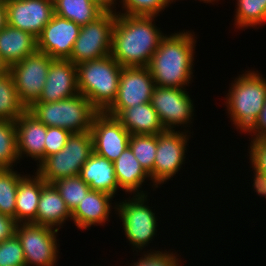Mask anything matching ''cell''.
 I'll return each mask as SVG.
<instances>
[{
	"label": "cell",
	"instance_id": "cell-1",
	"mask_svg": "<svg viewBox=\"0 0 266 266\" xmlns=\"http://www.w3.org/2000/svg\"><path fill=\"white\" fill-rule=\"evenodd\" d=\"M157 19L160 18L116 13L110 55L122 67H148L161 40L167 35V31L156 23Z\"/></svg>",
	"mask_w": 266,
	"mask_h": 266
},
{
	"label": "cell",
	"instance_id": "cell-2",
	"mask_svg": "<svg viewBox=\"0 0 266 266\" xmlns=\"http://www.w3.org/2000/svg\"><path fill=\"white\" fill-rule=\"evenodd\" d=\"M197 36L193 29H183L168 32L161 40L148 65L155 86L190 89L195 79Z\"/></svg>",
	"mask_w": 266,
	"mask_h": 266
},
{
	"label": "cell",
	"instance_id": "cell-3",
	"mask_svg": "<svg viewBox=\"0 0 266 266\" xmlns=\"http://www.w3.org/2000/svg\"><path fill=\"white\" fill-rule=\"evenodd\" d=\"M241 73V74H239ZM232 77L224 91V108L234 130L241 136L254 125L266 100V77L256 68H249Z\"/></svg>",
	"mask_w": 266,
	"mask_h": 266
},
{
	"label": "cell",
	"instance_id": "cell-4",
	"mask_svg": "<svg viewBox=\"0 0 266 266\" xmlns=\"http://www.w3.org/2000/svg\"><path fill=\"white\" fill-rule=\"evenodd\" d=\"M153 194V195H151ZM124 196L116 202V220L119 219L120 228L124 234L126 242L132 253L136 252H157L162 251V248L152 247L150 243L155 241L159 228V217L161 212L158 208L152 207L149 201L151 196L154 199V193L147 195H120ZM151 203V205L149 204ZM150 205V206H149ZM154 208V209H153ZM155 209H157L155 211ZM159 218V219H158ZM151 247V248H149ZM148 248V249H147ZM159 250H158V249Z\"/></svg>",
	"mask_w": 266,
	"mask_h": 266
},
{
	"label": "cell",
	"instance_id": "cell-5",
	"mask_svg": "<svg viewBox=\"0 0 266 266\" xmlns=\"http://www.w3.org/2000/svg\"><path fill=\"white\" fill-rule=\"evenodd\" d=\"M79 93L99 111L105 112L115 101L122 66L108 55L76 65Z\"/></svg>",
	"mask_w": 266,
	"mask_h": 266
},
{
	"label": "cell",
	"instance_id": "cell-6",
	"mask_svg": "<svg viewBox=\"0 0 266 266\" xmlns=\"http://www.w3.org/2000/svg\"><path fill=\"white\" fill-rule=\"evenodd\" d=\"M27 110L47 127L72 133L90 131L99 111L80 93L55 102H34Z\"/></svg>",
	"mask_w": 266,
	"mask_h": 266
},
{
	"label": "cell",
	"instance_id": "cell-7",
	"mask_svg": "<svg viewBox=\"0 0 266 266\" xmlns=\"http://www.w3.org/2000/svg\"><path fill=\"white\" fill-rule=\"evenodd\" d=\"M93 152L90 131L72 133L66 145L57 153L46 157L34 171L46 182L77 176Z\"/></svg>",
	"mask_w": 266,
	"mask_h": 266
},
{
	"label": "cell",
	"instance_id": "cell-8",
	"mask_svg": "<svg viewBox=\"0 0 266 266\" xmlns=\"http://www.w3.org/2000/svg\"><path fill=\"white\" fill-rule=\"evenodd\" d=\"M187 90L189 89L154 87L150 103L165 130L179 129L194 133L192 127L194 120H197L194 118L197 116L196 101Z\"/></svg>",
	"mask_w": 266,
	"mask_h": 266
},
{
	"label": "cell",
	"instance_id": "cell-9",
	"mask_svg": "<svg viewBox=\"0 0 266 266\" xmlns=\"http://www.w3.org/2000/svg\"><path fill=\"white\" fill-rule=\"evenodd\" d=\"M195 135L183 130H165L157 135V151L153 167V184L162 188L178 177L188 163L189 141ZM187 153V154H186ZM187 157V158H186ZM187 161V162H186Z\"/></svg>",
	"mask_w": 266,
	"mask_h": 266
},
{
	"label": "cell",
	"instance_id": "cell-10",
	"mask_svg": "<svg viewBox=\"0 0 266 266\" xmlns=\"http://www.w3.org/2000/svg\"><path fill=\"white\" fill-rule=\"evenodd\" d=\"M59 230L34 223H19L16 235L19 238L26 266H58L60 254Z\"/></svg>",
	"mask_w": 266,
	"mask_h": 266
},
{
	"label": "cell",
	"instance_id": "cell-11",
	"mask_svg": "<svg viewBox=\"0 0 266 266\" xmlns=\"http://www.w3.org/2000/svg\"><path fill=\"white\" fill-rule=\"evenodd\" d=\"M115 20V11H105L96 20L82 25L68 59L77 65L110 55Z\"/></svg>",
	"mask_w": 266,
	"mask_h": 266
},
{
	"label": "cell",
	"instance_id": "cell-12",
	"mask_svg": "<svg viewBox=\"0 0 266 266\" xmlns=\"http://www.w3.org/2000/svg\"><path fill=\"white\" fill-rule=\"evenodd\" d=\"M54 59L36 51L10 66V73L20 101L29 108L38 100L46 82L49 67Z\"/></svg>",
	"mask_w": 266,
	"mask_h": 266
},
{
	"label": "cell",
	"instance_id": "cell-13",
	"mask_svg": "<svg viewBox=\"0 0 266 266\" xmlns=\"http://www.w3.org/2000/svg\"><path fill=\"white\" fill-rule=\"evenodd\" d=\"M154 87L148 67H122L116 99L105 113L117 117L125 108L150 102Z\"/></svg>",
	"mask_w": 266,
	"mask_h": 266
},
{
	"label": "cell",
	"instance_id": "cell-14",
	"mask_svg": "<svg viewBox=\"0 0 266 266\" xmlns=\"http://www.w3.org/2000/svg\"><path fill=\"white\" fill-rule=\"evenodd\" d=\"M93 152L114 162L129 146L130 133L121 122L105 112H99L91 127Z\"/></svg>",
	"mask_w": 266,
	"mask_h": 266
},
{
	"label": "cell",
	"instance_id": "cell-15",
	"mask_svg": "<svg viewBox=\"0 0 266 266\" xmlns=\"http://www.w3.org/2000/svg\"><path fill=\"white\" fill-rule=\"evenodd\" d=\"M7 24L36 38L54 15L53 0H5Z\"/></svg>",
	"mask_w": 266,
	"mask_h": 266
},
{
	"label": "cell",
	"instance_id": "cell-16",
	"mask_svg": "<svg viewBox=\"0 0 266 266\" xmlns=\"http://www.w3.org/2000/svg\"><path fill=\"white\" fill-rule=\"evenodd\" d=\"M81 26L57 15L45 25L37 37V49L53 59H68Z\"/></svg>",
	"mask_w": 266,
	"mask_h": 266
},
{
	"label": "cell",
	"instance_id": "cell-17",
	"mask_svg": "<svg viewBox=\"0 0 266 266\" xmlns=\"http://www.w3.org/2000/svg\"><path fill=\"white\" fill-rule=\"evenodd\" d=\"M113 199L114 197L107 193L90 190L72 212V223L80 231L108 224L113 215H116L118 199Z\"/></svg>",
	"mask_w": 266,
	"mask_h": 266
},
{
	"label": "cell",
	"instance_id": "cell-18",
	"mask_svg": "<svg viewBox=\"0 0 266 266\" xmlns=\"http://www.w3.org/2000/svg\"><path fill=\"white\" fill-rule=\"evenodd\" d=\"M17 152L20 162L33 160L36 167L44 160L47 126L26 110L16 121ZM29 158V159H28ZM32 158V159H31Z\"/></svg>",
	"mask_w": 266,
	"mask_h": 266
},
{
	"label": "cell",
	"instance_id": "cell-19",
	"mask_svg": "<svg viewBox=\"0 0 266 266\" xmlns=\"http://www.w3.org/2000/svg\"><path fill=\"white\" fill-rule=\"evenodd\" d=\"M79 93L77 69L69 59H54L49 67L46 82L35 102H55Z\"/></svg>",
	"mask_w": 266,
	"mask_h": 266
},
{
	"label": "cell",
	"instance_id": "cell-20",
	"mask_svg": "<svg viewBox=\"0 0 266 266\" xmlns=\"http://www.w3.org/2000/svg\"><path fill=\"white\" fill-rule=\"evenodd\" d=\"M113 164L119 189L124 192L125 195H147L150 194L151 191L157 192L158 188L152 183L150 176L141 167L129 146L120 154ZM147 182L149 184H147ZM146 184L148 185L147 187H149L148 189L151 188L150 190H147V187H145ZM143 188L146 189L144 190Z\"/></svg>",
	"mask_w": 266,
	"mask_h": 266
},
{
	"label": "cell",
	"instance_id": "cell-21",
	"mask_svg": "<svg viewBox=\"0 0 266 266\" xmlns=\"http://www.w3.org/2000/svg\"><path fill=\"white\" fill-rule=\"evenodd\" d=\"M66 221H72V213L54 184L45 183L41 189L36 220L33 223L62 231Z\"/></svg>",
	"mask_w": 266,
	"mask_h": 266
},
{
	"label": "cell",
	"instance_id": "cell-22",
	"mask_svg": "<svg viewBox=\"0 0 266 266\" xmlns=\"http://www.w3.org/2000/svg\"><path fill=\"white\" fill-rule=\"evenodd\" d=\"M79 176L91 190L104 192L113 197L118 196L117 193L121 191L113 162L94 152L82 166Z\"/></svg>",
	"mask_w": 266,
	"mask_h": 266
},
{
	"label": "cell",
	"instance_id": "cell-23",
	"mask_svg": "<svg viewBox=\"0 0 266 266\" xmlns=\"http://www.w3.org/2000/svg\"><path fill=\"white\" fill-rule=\"evenodd\" d=\"M19 181L16 195L15 220L19 223H33L36 220L42 186L46 183L35 171L26 172Z\"/></svg>",
	"mask_w": 266,
	"mask_h": 266
},
{
	"label": "cell",
	"instance_id": "cell-24",
	"mask_svg": "<svg viewBox=\"0 0 266 266\" xmlns=\"http://www.w3.org/2000/svg\"><path fill=\"white\" fill-rule=\"evenodd\" d=\"M37 50V38L31 33L8 24L0 30V55L9 67Z\"/></svg>",
	"mask_w": 266,
	"mask_h": 266
},
{
	"label": "cell",
	"instance_id": "cell-25",
	"mask_svg": "<svg viewBox=\"0 0 266 266\" xmlns=\"http://www.w3.org/2000/svg\"><path fill=\"white\" fill-rule=\"evenodd\" d=\"M116 118L133 135H158L165 131L150 102L125 108Z\"/></svg>",
	"mask_w": 266,
	"mask_h": 266
},
{
	"label": "cell",
	"instance_id": "cell-26",
	"mask_svg": "<svg viewBox=\"0 0 266 266\" xmlns=\"http://www.w3.org/2000/svg\"><path fill=\"white\" fill-rule=\"evenodd\" d=\"M53 2L55 15L72 20L80 26L96 20L105 12L91 0H53Z\"/></svg>",
	"mask_w": 266,
	"mask_h": 266
},
{
	"label": "cell",
	"instance_id": "cell-27",
	"mask_svg": "<svg viewBox=\"0 0 266 266\" xmlns=\"http://www.w3.org/2000/svg\"><path fill=\"white\" fill-rule=\"evenodd\" d=\"M235 9L232 22L234 31L261 29L266 24V0H233Z\"/></svg>",
	"mask_w": 266,
	"mask_h": 266
},
{
	"label": "cell",
	"instance_id": "cell-28",
	"mask_svg": "<svg viewBox=\"0 0 266 266\" xmlns=\"http://www.w3.org/2000/svg\"><path fill=\"white\" fill-rule=\"evenodd\" d=\"M26 110L18 97L11 73L0 76V120L16 121Z\"/></svg>",
	"mask_w": 266,
	"mask_h": 266
},
{
	"label": "cell",
	"instance_id": "cell-29",
	"mask_svg": "<svg viewBox=\"0 0 266 266\" xmlns=\"http://www.w3.org/2000/svg\"><path fill=\"white\" fill-rule=\"evenodd\" d=\"M18 168H0V213L15 219L16 195L19 181L26 175ZM23 173V174H22Z\"/></svg>",
	"mask_w": 266,
	"mask_h": 266
},
{
	"label": "cell",
	"instance_id": "cell-30",
	"mask_svg": "<svg viewBox=\"0 0 266 266\" xmlns=\"http://www.w3.org/2000/svg\"><path fill=\"white\" fill-rule=\"evenodd\" d=\"M129 147L137 158L141 167L150 176L153 183V167L157 151V135L130 134Z\"/></svg>",
	"mask_w": 266,
	"mask_h": 266
},
{
	"label": "cell",
	"instance_id": "cell-31",
	"mask_svg": "<svg viewBox=\"0 0 266 266\" xmlns=\"http://www.w3.org/2000/svg\"><path fill=\"white\" fill-rule=\"evenodd\" d=\"M20 164L17 152L15 121L0 120V168H17Z\"/></svg>",
	"mask_w": 266,
	"mask_h": 266
},
{
	"label": "cell",
	"instance_id": "cell-32",
	"mask_svg": "<svg viewBox=\"0 0 266 266\" xmlns=\"http://www.w3.org/2000/svg\"><path fill=\"white\" fill-rule=\"evenodd\" d=\"M116 6L117 14L159 17L172 5L170 0H116Z\"/></svg>",
	"mask_w": 266,
	"mask_h": 266
},
{
	"label": "cell",
	"instance_id": "cell-33",
	"mask_svg": "<svg viewBox=\"0 0 266 266\" xmlns=\"http://www.w3.org/2000/svg\"><path fill=\"white\" fill-rule=\"evenodd\" d=\"M53 184L71 213L91 190L79 175L58 179Z\"/></svg>",
	"mask_w": 266,
	"mask_h": 266
},
{
	"label": "cell",
	"instance_id": "cell-34",
	"mask_svg": "<svg viewBox=\"0 0 266 266\" xmlns=\"http://www.w3.org/2000/svg\"><path fill=\"white\" fill-rule=\"evenodd\" d=\"M164 250L162 251H157V252H134L131 254L133 255V260L132 262L126 264L127 266H184V262L182 261L183 258H181L182 254H178L179 250H175L173 248L166 249L165 247L163 248ZM166 249V250H165ZM140 256V257H136ZM130 264V265H129ZM183 264V265H182ZM124 265V266H126Z\"/></svg>",
	"mask_w": 266,
	"mask_h": 266
},
{
	"label": "cell",
	"instance_id": "cell-35",
	"mask_svg": "<svg viewBox=\"0 0 266 266\" xmlns=\"http://www.w3.org/2000/svg\"><path fill=\"white\" fill-rule=\"evenodd\" d=\"M248 151L244 157L249 160L248 170L252 178H265L266 179V139H249Z\"/></svg>",
	"mask_w": 266,
	"mask_h": 266
},
{
	"label": "cell",
	"instance_id": "cell-36",
	"mask_svg": "<svg viewBox=\"0 0 266 266\" xmlns=\"http://www.w3.org/2000/svg\"><path fill=\"white\" fill-rule=\"evenodd\" d=\"M0 266H26L22 245L16 234L0 243Z\"/></svg>",
	"mask_w": 266,
	"mask_h": 266
},
{
	"label": "cell",
	"instance_id": "cell-37",
	"mask_svg": "<svg viewBox=\"0 0 266 266\" xmlns=\"http://www.w3.org/2000/svg\"><path fill=\"white\" fill-rule=\"evenodd\" d=\"M71 133L59 127H47L44 145V159L59 152L67 143Z\"/></svg>",
	"mask_w": 266,
	"mask_h": 266
},
{
	"label": "cell",
	"instance_id": "cell-38",
	"mask_svg": "<svg viewBox=\"0 0 266 266\" xmlns=\"http://www.w3.org/2000/svg\"><path fill=\"white\" fill-rule=\"evenodd\" d=\"M245 134L249 139H266V100L258 119Z\"/></svg>",
	"mask_w": 266,
	"mask_h": 266
},
{
	"label": "cell",
	"instance_id": "cell-39",
	"mask_svg": "<svg viewBox=\"0 0 266 266\" xmlns=\"http://www.w3.org/2000/svg\"><path fill=\"white\" fill-rule=\"evenodd\" d=\"M17 224L13 217L0 213V243L16 234Z\"/></svg>",
	"mask_w": 266,
	"mask_h": 266
},
{
	"label": "cell",
	"instance_id": "cell-40",
	"mask_svg": "<svg viewBox=\"0 0 266 266\" xmlns=\"http://www.w3.org/2000/svg\"><path fill=\"white\" fill-rule=\"evenodd\" d=\"M251 181V189L255 193V195H258L257 197H264L266 199V179L265 178H252Z\"/></svg>",
	"mask_w": 266,
	"mask_h": 266
},
{
	"label": "cell",
	"instance_id": "cell-41",
	"mask_svg": "<svg viewBox=\"0 0 266 266\" xmlns=\"http://www.w3.org/2000/svg\"><path fill=\"white\" fill-rule=\"evenodd\" d=\"M97 3L105 11H115L116 10V0H91Z\"/></svg>",
	"mask_w": 266,
	"mask_h": 266
},
{
	"label": "cell",
	"instance_id": "cell-42",
	"mask_svg": "<svg viewBox=\"0 0 266 266\" xmlns=\"http://www.w3.org/2000/svg\"><path fill=\"white\" fill-rule=\"evenodd\" d=\"M7 25V9L5 0H0V30Z\"/></svg>",
	"mask_w": 266,
	"mask_h": 266
},
{
	"label": "cell",
	"instance_id": "cell-43",
	"mask_svg": "<svg viewBox=\"0 0 266 266\" xmlns=\"http://www.w3.org/2000/svg\"><path fill=\"white\" fill-rule=\"evenodd\" d=\"M10 71L9 65L3 60L0 55V76L7 74Z\"/></svg>",
	"mask_w": 266,
	"mask_h": 266
},
{
	"label": "cell",
	"instance_id": "cell-44",
	"mask_svg": "<svg viewBox=\"0 0 266 266\" xmlns=\"http://www.w3.org/2000/svg\"><path fill=\"white\" fill-rule=\"evenodd\" d=\"M180 2V1H183V0H170V3L173 5L174 3L176 2ZM194 1H197V0H194ZM200 3L203 2V3H206V5H216L220 0H198ZM211 3V4H210Z\"/></svg>",
	"mask_w": 266,
	"mask_h": 266
}]
</instances>
